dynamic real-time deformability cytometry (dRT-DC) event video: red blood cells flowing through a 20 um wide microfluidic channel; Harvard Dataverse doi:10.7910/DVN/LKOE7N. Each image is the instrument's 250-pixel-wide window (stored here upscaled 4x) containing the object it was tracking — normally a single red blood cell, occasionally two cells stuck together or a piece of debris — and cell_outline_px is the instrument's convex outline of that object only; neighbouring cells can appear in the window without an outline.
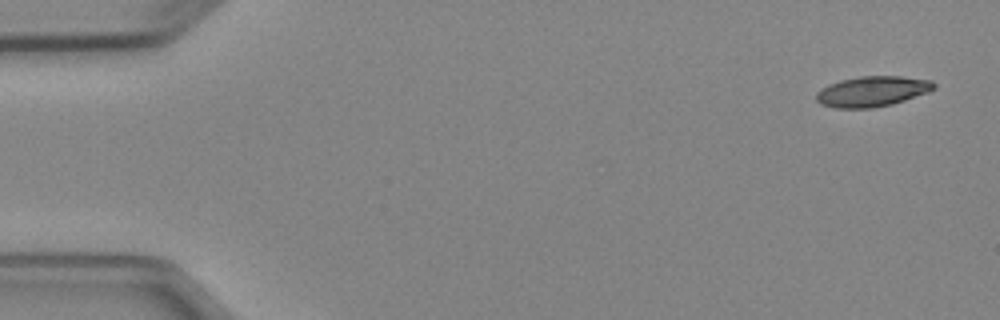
{"species": "Egyptian fruit bat (a non-hibernating species)", "species_latin": "Rousettus aegyptiacus", "temperature_condition": "cold", "stored_images_in_passage": 5, "camera_frame_rate_fps": 3000, "um_per_image_px": 0.085, "animal": {"sex": "female"}, "frame": {"image": 1, "passage_image": 1, "time_ms": 0.0, "image_size_px": [1000, 320], "cell_outline_px": [[936, 88], [928, 92], [892, 104], [872, 108], [836, 108], [820, 104], [816, 100], [816, 92], [820, 88], [828, 84], [840, 80], [860, 76], [900, 76], [932, 80], [936, 84]], "centroid_in_image_um": [74.12, 7.76], "position_along_channel_um": 10.9, "area_um2": 20.98}}
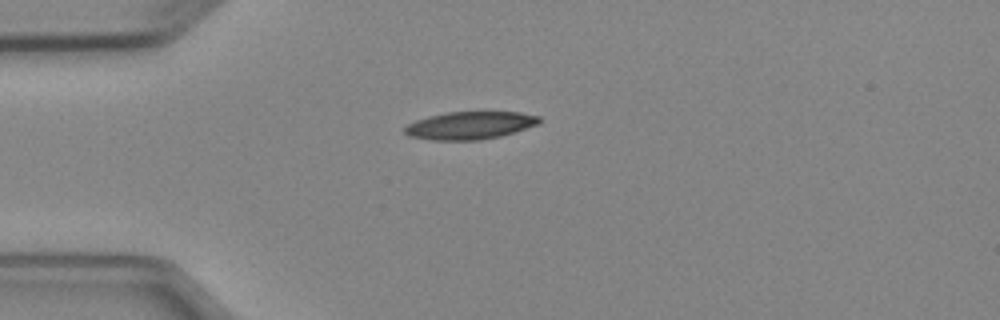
{"frame": {"image": 2, "passage_image": 4, "time_ms": 3.667, "image_size_px": [1000, 320], "cell_outline_px": [[540, 124], [500, 136], [480, 140], [432, 140], [408, 136], [404, 132], [404, 128], [408, 124], [416, 120], [428, 116], [448, 112], [520, 112], [540, 116]], "centroid_in_image_um": [39.95, 10.66], "position_along_channel_um": 45.1, "area_um2": 21.73}}